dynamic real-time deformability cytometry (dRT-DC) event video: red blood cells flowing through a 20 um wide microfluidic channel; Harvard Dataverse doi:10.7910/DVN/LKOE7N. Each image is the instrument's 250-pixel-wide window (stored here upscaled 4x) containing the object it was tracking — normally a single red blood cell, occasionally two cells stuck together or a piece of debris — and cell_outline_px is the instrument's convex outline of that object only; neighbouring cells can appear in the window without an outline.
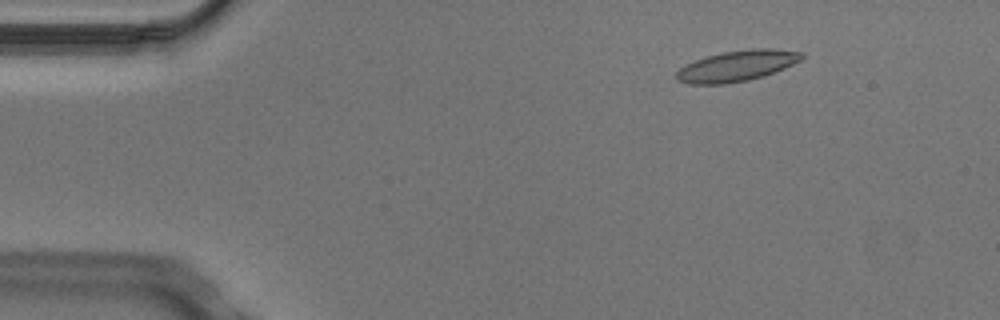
{"species": "Egyptian fruit bat (a non-hibernating species)", "species_latin": "Rousettus aegyptiacus", "temperature_condition": "cold", "stored_images_in_passage": 4, "camera_frame_rate_fps": 3000, "um_per_image_px": 0.085, "animal": {"sex": "male"}, "frame": {"image": 1, "passage_image": 2, "time_ms": 0.333, "image_size_px": [1000, 320], "cell_outline_px": [[804, 56], [800, 60], [784, 68], [764, 76], [748, 80], [724, 84], [688, 84], [676, 80], [676, 72], [680, 68], [696, 60], [720, 52], [752, 48], [776, 48], [804, 52]], "centroid_in_image_um": [62.66, 5.59], "position_along_channel_um": 22.3, "area_um2": 22.54}}